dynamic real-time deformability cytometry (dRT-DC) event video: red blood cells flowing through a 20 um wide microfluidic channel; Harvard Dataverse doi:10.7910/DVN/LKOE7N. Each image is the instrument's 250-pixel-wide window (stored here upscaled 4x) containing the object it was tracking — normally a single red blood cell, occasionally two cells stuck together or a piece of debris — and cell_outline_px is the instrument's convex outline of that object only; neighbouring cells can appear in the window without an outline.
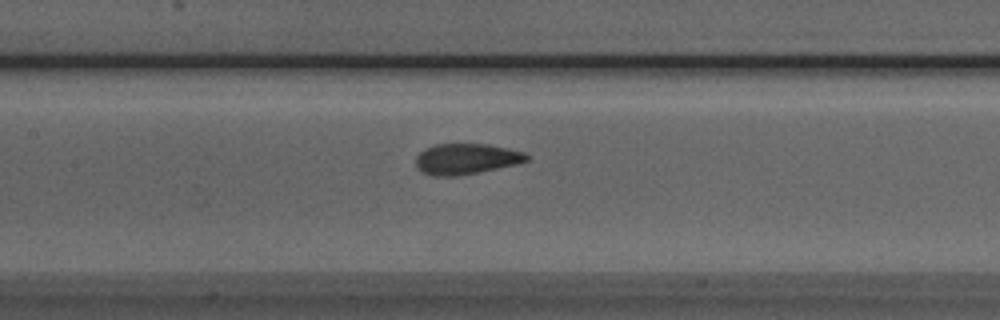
{"species": "Egyptian fruit bat (a non-hibernating species)", "species_latin": "Rousettus aegyptiacus", "temperature_condition": "room temperature", "stored_images_in_passage": 6, "camera_frame_rate_fps": 3000, "um_per_image_px": 0.085, "animal": {"sex": "male"}, "frame": {"image": 1, "passage_image": 6, "time_ms": 5.667, "image_size_px": [1000, 320], "cell_outline_px": [[528, 160], [516, 164], [456, 176], [432, 176], [416, 168], [416, 156], [424, 148], [436, 144], [488, 144], [508, 148], [524, 152], [528, 156]], "centroid_in_image_um": [39.59, 13.5], "position_along_channel_um": 167.8, "area_um2": 19.71}}